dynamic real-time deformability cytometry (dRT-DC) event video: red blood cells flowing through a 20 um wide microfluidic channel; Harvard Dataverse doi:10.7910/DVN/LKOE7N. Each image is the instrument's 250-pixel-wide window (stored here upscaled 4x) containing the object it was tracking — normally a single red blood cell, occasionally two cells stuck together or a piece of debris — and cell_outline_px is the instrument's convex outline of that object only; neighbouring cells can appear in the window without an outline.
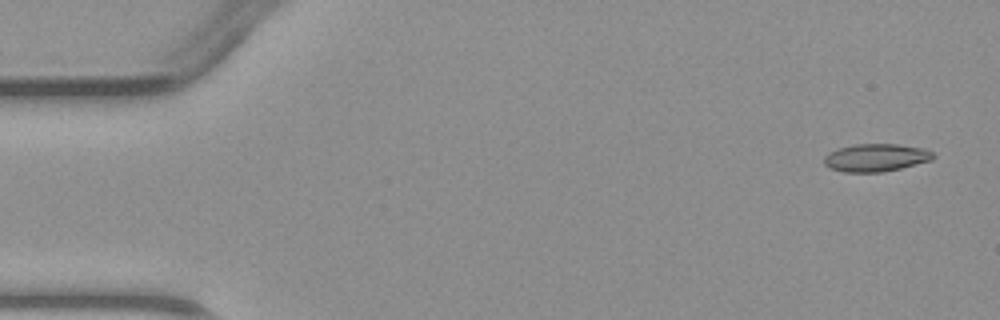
{"species": "common noctule bat (a hibernating species)", "species_latin": "Nyctalus noctula", "temperature_condition": "warm", "stored_images_in_passage": 4, "camera_frame_rate_fps": 3000, "um_per_image_px": 0.085, "animal": {"sex": "male", "body_mass_g": 23.1, "forearm_length_mm": 52.7}, "frame": {"image": 1, "passage_image": 1, "time_ms": 0.0, "image_size_px": [1000, 320], "cell_outline_px": [[936, 156], [932, 160], [884, 172], [844, 172], [828, 168], [824, 164], [824, 156], [828, 152], [852, 144], [896, 144], [924, 148], [932, 152]], "centroid_in_image_um": [74.43, 13.4], "position_along_channel_um": 10.6, "area_um2": 17.74}}